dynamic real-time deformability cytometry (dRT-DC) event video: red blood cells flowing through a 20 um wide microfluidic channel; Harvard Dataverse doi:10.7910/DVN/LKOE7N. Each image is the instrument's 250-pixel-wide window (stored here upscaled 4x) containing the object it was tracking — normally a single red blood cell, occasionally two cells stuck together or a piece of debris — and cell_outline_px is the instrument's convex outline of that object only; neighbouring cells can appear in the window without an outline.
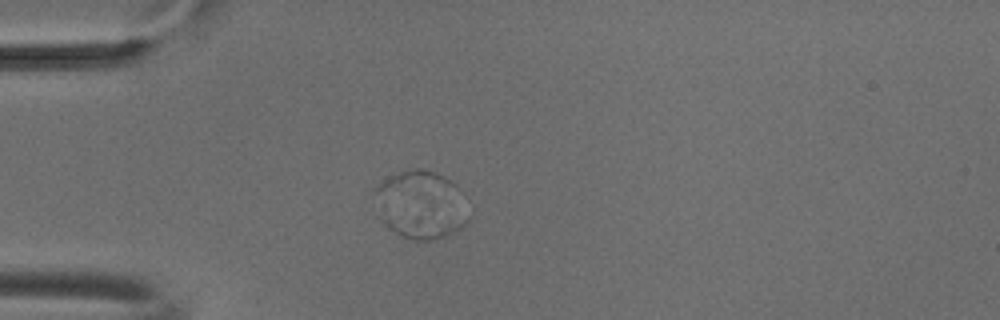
{"species": "common noctule bat (a hibernating species)", "species_latin": "Nyctalus noctula", "temperature_condition": "cold", "stored_images_in_passage": 4, "camera_frame_rate_fps": 3000, "um_per_image_px": 0.085, "animal": {"sex": "male", "body_mass_g": 18.8}, "frame": {"image": 1, "passage_image": 4, "time_ms": 1.0, "image_size_px": [1000, 320], "cell_outline_px": [[472, 216], [460, 228], [444, 236], [432, 240], [416, 240], [400, 236], [388, 228], [380, 220], [416, 216], [472, 212]], "centroid_in_image_um": [36.32, 19.17], "position_along_channel_um": 48.7, "area_um2": 11.73}}